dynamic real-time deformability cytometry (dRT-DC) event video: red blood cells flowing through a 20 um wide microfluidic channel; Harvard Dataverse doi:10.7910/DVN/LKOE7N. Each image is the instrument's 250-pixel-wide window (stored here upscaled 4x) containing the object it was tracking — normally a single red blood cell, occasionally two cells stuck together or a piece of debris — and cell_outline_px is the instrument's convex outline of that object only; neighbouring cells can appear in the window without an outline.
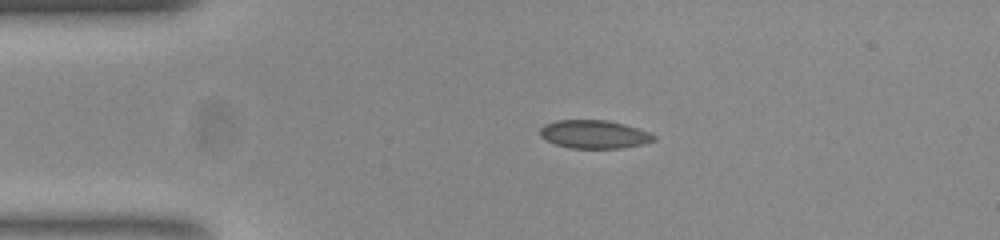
{"species": "common noctule bat (a hibernating species)", "species_latin": "Nyctalus noctula", "temperature_condition": "room temperature", "stored_images_in_passage": 42, "camera_frame_rate_fps": 3000, "um_per_image_px": 0.085, "animal": {"sex": "female", "body_mass_g": 23.0, "forearm_length_mm": 53.4}, "frame": {"image": 1, "passage_image": 1, "time_ms": 0.0, "image_size_px": [1000, 240], "cell_outline_px": [[656, 140], [644, 144], [624, 148], [568, 148], [544, 140], [540, 136], [540, 128], [544, 124], [556, 120], [608, 120], [624, 124], [648, 132], [656, 136]], "centroid_in_image_um": [50.49, 11.42], "position_along_channel_um": 34.5, "area_um2": 18.9}}
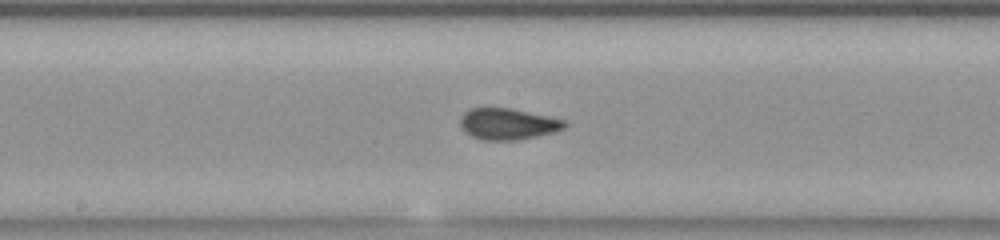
{"frame": {"image": 2, "passage_image": 17, "time_ms": 5.333, "image_size_px": [1000, 240], "cell_outline_px": [[568, 124], [564, 128], [556, 132], [516, 140], [480, 140], [464, 132], [460, 124], [460, 116], [464, 112], [472, 108], [512, 108], [568, 120]], "centroid_in_image_um": [43.19, 10.53], "position_along_channel_um": 205.0, "area_um2": 19.31}}
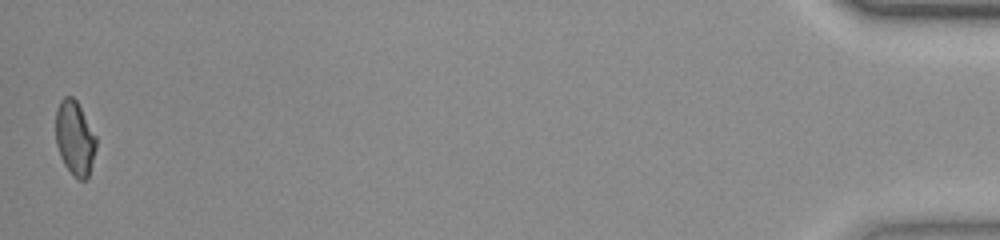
{"frame": {"image": 3, "passage_image": 42, "time_ms": 13.667, "image_size_px": [1000, 240], "cell_outline_px": [[96, 148], [88, 176], [84, 180], [80, 180], [64, 164], [60, 156], [56, 144], [56, 112], [60, 100], [64, 96], [72, 96], [76, 100], [96, 136]], "centroid_in_image_um": [6.35, 11.71], "position_along_channel_um": 428.9, "area_um2": 17.22}, "authors_computed_cell_mechanics": {"area_um2": 18.7272, "velocity_mm_per_s": 3.8848, "shape_relaxation_time_tau1_ms": null, "shape_relaxation_time_tau2_ms": 1.3661, "deformation_change_tau1": null, "deformation_change_tau2": 0.0563}}